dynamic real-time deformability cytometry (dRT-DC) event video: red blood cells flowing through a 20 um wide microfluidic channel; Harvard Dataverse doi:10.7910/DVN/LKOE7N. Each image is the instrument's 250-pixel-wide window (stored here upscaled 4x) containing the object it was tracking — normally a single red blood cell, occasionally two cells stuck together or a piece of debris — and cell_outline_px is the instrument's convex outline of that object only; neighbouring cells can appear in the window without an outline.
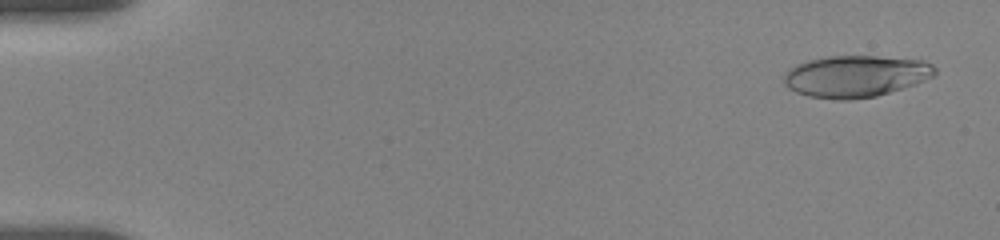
{"species": "human", "species_latin": "Homo sapiens", "temperature_condition": "room temperature", "stored_images_in_passage": 44, "camera_frame_rate_fps": 3000, "um_per_image_px": 0.085, "donor": {"sex": "female"}, "frame": {"image": 1, "passage_image": 6, "time_ms": 0.667, "image_size_px": [1000, 240], "cell_outline_px": [[936, 72], [932, 76], [924, 80], [876, 96], [848, 100], [840, 100], [808, 96], [796, 92], [788, 88], [784, 84], [784, 76], [796, 64], [808, 60], [828, 56], [876, 56], [924, 60], [932, 64], [936, 68]], "centroid_in_image_um": [72.72, 6.47], "position_along_channel_um": 12.3, "area_um2": 36.41}}
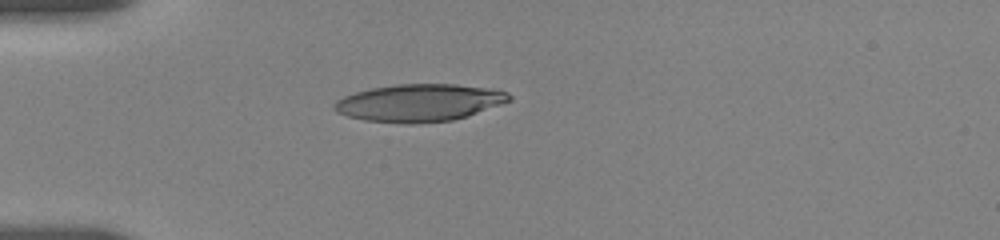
{"frame": {"image": 2, "passage_image": 27, "time_ms": 5.0, "image_size_px": [1000, 240], "cell_outline_px": [[512, 100], [468, 116], [452, 120], [412, 124], [404, 124], [364, 120], [348, 116], [336, 112], [332, 108], [332, 104], [336, 100], [344, 96], [356, 92], [372, 88], [396, 84], [456, 84], [492, 88], [508, 92], [512, 96]], "centroid_in_image_um": [35.64, 8.73], "position_along_channel_um": 49.4, "area_um2": 38.38}}
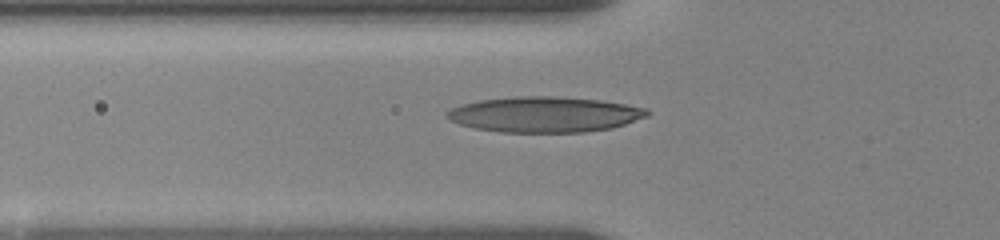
{"frame": {"image": 3, "passage_image": 38, "time_ms": 6.333, "image_size_px": [1000, 240], "cell_outline_px": [[652, 112], [648, 116], [612, 128], [584, 132], [500, 132], [476, 128], [460, 124], [448, 120], [444, 116], [452, 108], [460, 104], [480, 100], [516, 96], [552, 96], [600, 100], [648, 108]], "centroid_in_image_um": [46.29, 9.72], "position_along_channel_um": 79.5, "area_um2": 41.5}}